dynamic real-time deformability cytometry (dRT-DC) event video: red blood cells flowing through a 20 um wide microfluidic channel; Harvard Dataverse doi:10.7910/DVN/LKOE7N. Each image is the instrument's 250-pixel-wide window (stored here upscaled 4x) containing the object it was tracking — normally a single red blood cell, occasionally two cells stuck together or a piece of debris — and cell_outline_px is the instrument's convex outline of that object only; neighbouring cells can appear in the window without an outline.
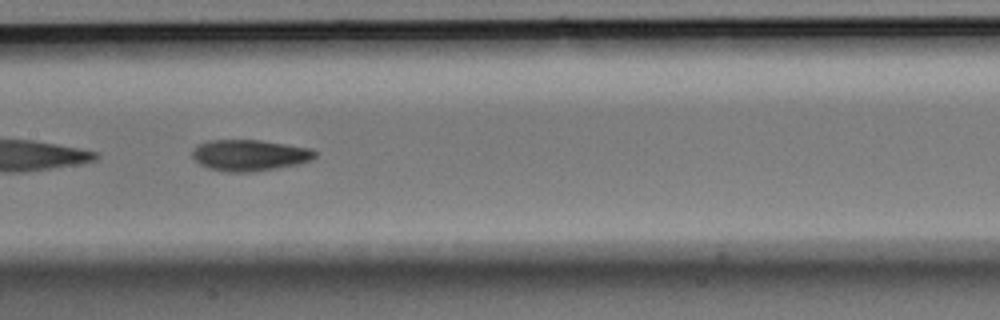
{"species": "Egyptian fruit bat (a non-hibernating species)", "species_latin": "Rousettus aegyptiacus", "temperature_condition": "room temperature", "stored_images_in_passage": 29, "camera_frame_rate_fps": 3000, "um_per_image_px": 0.085, "animal": {"sex": "male"}, "frame": {"image": 1, "passage_image": 25, "time_ms": 8.0, "image_size_px": [1000, 320], "cell_outline_px": [[316, 156], [308, 160], [296, 164], [276, 168], [252, 172], [224, 172], [208, 168], [200, 164], [192, 156], [192, 152], [196, 144], [208, 140], [260, 140], [312, 148], [316, 152]], "centroid_in_image_um": [21.17, 13.19], "position_along_channel_um": 186.2, "area_um2": 22.31}}